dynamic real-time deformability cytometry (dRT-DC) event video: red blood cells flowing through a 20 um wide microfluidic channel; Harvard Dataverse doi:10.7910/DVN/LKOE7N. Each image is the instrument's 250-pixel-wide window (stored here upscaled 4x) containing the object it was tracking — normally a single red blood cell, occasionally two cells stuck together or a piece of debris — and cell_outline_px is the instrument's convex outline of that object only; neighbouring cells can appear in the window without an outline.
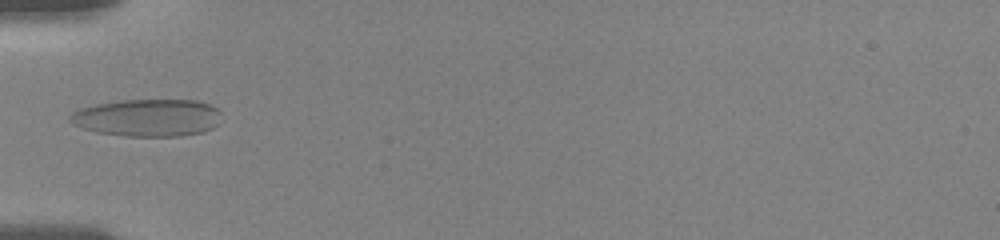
{"species": "human", "species_latin": "Homo sapiens", "temperature_condition": "room temperature", "stored_images_in_passage": 3, "camera_frame_rate_fps": 3000, "um_per_image_px": 0.085, "donor": {"sex": "female"}, "frame": {"image": 1, "passage_image": 2, "time_ms": 0.667, "image_size_px": [1000, 240], "cell_outline_px": [[220, 112], [216, 124], [212, 128], [204, 132], [180, 136], [124, 136], [96, 132], [80, 128], [72, 124], [72, 112], [80, 108], [96, 104], [120, 100], [196, 100], [208, 104], [216, 108]], "centroid_in_image_um": [12.52, 10.01], "position_along_channel_um": 72.5, "area_um2": 32.89}}